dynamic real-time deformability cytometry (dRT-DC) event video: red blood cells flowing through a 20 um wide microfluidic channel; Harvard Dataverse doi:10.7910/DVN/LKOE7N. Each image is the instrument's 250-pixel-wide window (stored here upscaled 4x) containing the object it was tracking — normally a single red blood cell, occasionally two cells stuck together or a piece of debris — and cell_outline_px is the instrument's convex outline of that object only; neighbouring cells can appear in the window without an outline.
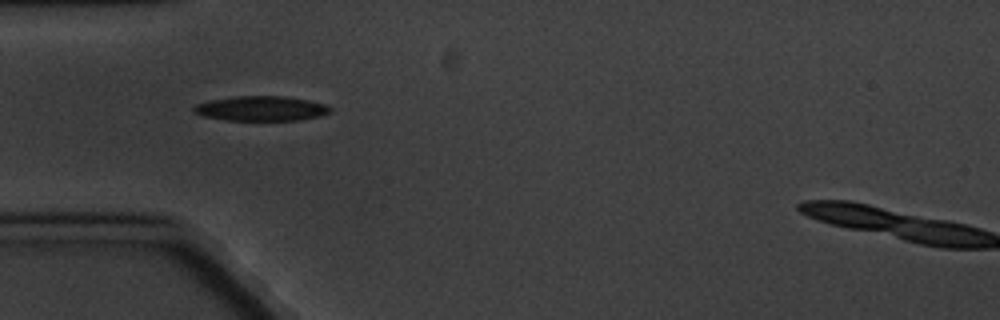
{"species": "common noctule bat (a hibernating species)", "species_latin": "Nyctalus noctula", "temperature_condition": "cold", "stored_images_in_passage": 1, "camera_frame_rate_fps": 3000, "um_per_image_px": 0.085, "animal": {"sex": "male", "body_mass_g": 20.1, "forearm_length_mm": 53.5}, "frame": {"image": 1, "passage_image": 1, "time_ms": 0.0, "image_size_px": [1000, 320], "cell_outline_px": [[332, 112], [320, 116], [300, 120], [224, 120], [204, 116], [192, 112], [192, 108], [196, 104], [212, 100], [236, 96], [284, 96], [308, 100], [324, 104], [332, 108]], "centroid_in_image_um": [22.21, 9.22], "position_along_channel_um": 62.8, "area_um2": 19.71}}